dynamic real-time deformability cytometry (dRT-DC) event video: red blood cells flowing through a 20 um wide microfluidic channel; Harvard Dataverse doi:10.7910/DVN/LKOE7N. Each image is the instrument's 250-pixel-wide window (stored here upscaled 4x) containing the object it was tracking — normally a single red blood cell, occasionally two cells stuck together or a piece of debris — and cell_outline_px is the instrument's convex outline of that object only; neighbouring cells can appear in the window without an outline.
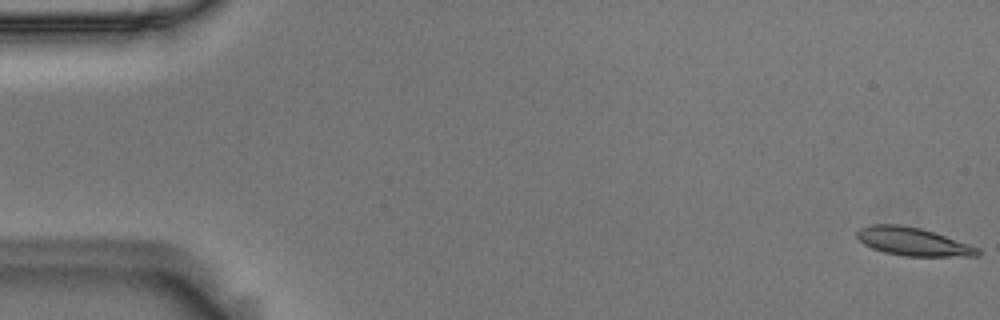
{"species": "Egyptian fruit bat (a non-hibernating species)", "species_latin": "Rousettus aegyptiacus", "temperature_condition": "room temperature", "stored_images_in_passage": 14, "camera_frame_rate_fps": 3000, "um_per_image_px": 0.085, "animal": {"sex": "male"}, "frame": {"image": 1, "passage_image": 1, "time_ms": 0.0, "image_size_px": [1000, 320], "cell_outline_px": [[984, 252], [980, 256], [904, 256], [884, 252], [872, 248], [864, 244], [856, 236], [856, 232], [860, 228], [872, 224], [900, 224], [920, 228], [980, 248]], "centroid_in_image_um": [77.61, 20.54], "position_along_channel_um": 7.4, "area_um2": 19.77}}
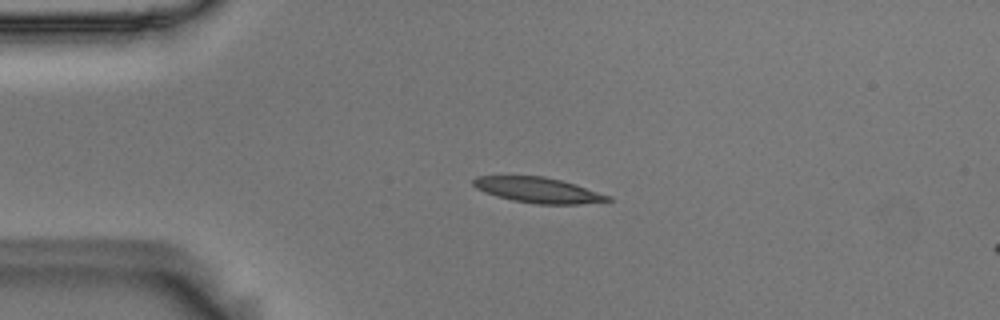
{"frame": {"image": 2, "passage_image": 13, "time_ms": 4.0, "image_size_px": [1000, 320], "cell_outline_px": [[612, 200], [576, 204], [536, 204], [512, 200], [496, 196], [484, 192], [476, 188], [472, 184], [472, 180], [476, 176], [544, 176], [576, 184], [612, 196]], "centroid_in_image_um": [45.73, 16.15], "position_along_channel_um": 39.3, "area_um2": 19.94}}